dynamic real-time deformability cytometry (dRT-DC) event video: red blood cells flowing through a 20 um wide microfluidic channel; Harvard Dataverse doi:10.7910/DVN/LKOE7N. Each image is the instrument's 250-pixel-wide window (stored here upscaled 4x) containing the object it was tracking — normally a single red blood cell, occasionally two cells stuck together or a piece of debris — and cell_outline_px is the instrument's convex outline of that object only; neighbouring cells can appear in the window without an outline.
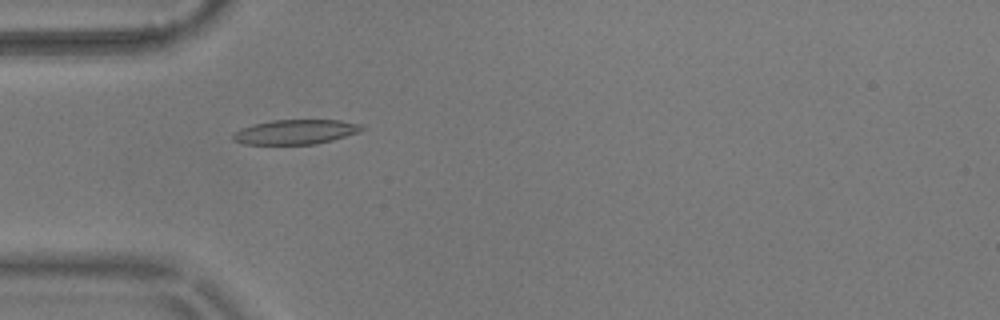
{"species": "common noctule bat (a hibernating species)", "species_latin": "Nyctalus noctula", "temperature_condition": "warm", "stored_images_in_passage": 41, "camera_frame_rate_fps": 3000, "um_per_image_px": 0.085, "animal": {"sex": "male", "body_mass_g": 17.9}, "frame": {"image": 1, "passage_image": 2, "time_ms": 0.333, "image_size_px": [1000, 320], "cell_outline_px": [[364, 128], [360, 132], [332, 140], [316, 144], [244, 144], [232, 140], [232, 132], [240, 128], [272, 120], [340, 120], [360, 124]], "centroid_in_image_um": [25.1, 11.21], "position_along_channel_um": 59.9, "area_um2": 18.5}}
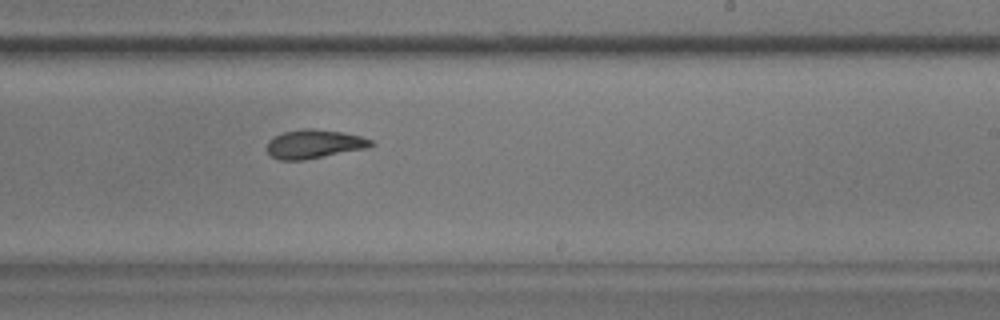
{"frame": {"image": 2, "passage_image": 19, "time_ms": 6.0, "image_size_px": [1000, 320], "cell_outline_px": [[376, 144], [368, 148], [304, 160], [280, 160], [272, 156], [268, 152], [268, 140], [284, 132], [300, 128], [312, 128], [344, 132], [360, 136], [372, 140]], "centroid_in_image_um": [26.74, 12.23], "position_along_channel_um": 262.3, "area_um2": 17.51}}
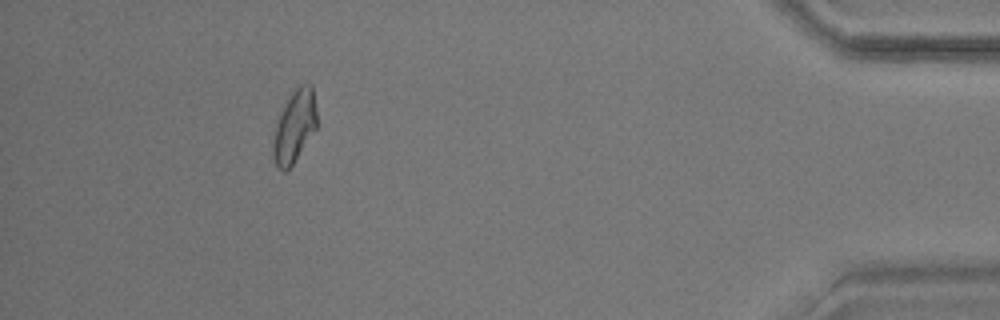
{"frame": {"image": 3, "passage_image": 36, "time_ms": 11.667, "image_size_px": [1000, 320], "cell_outline_px": [[316, 128], [292, 164], [284, 172], [276, 168], [272, 152], [272, 140], [276, 120], [284, 104], [292, 92], [300, 84], [312, 84], [316, 108]], "centroid_in_image_um": [24.99, 10.74], "position_along_channel_um": 410.2, "area_um2": 18.44}, "authors_computed_cell_mechanics": {"area_um2": 18.0336, "velocity_mm_per_s": 3.6091, "shape_relaxation_time_tau1_ms": 3.7199, "shape_relaxation_time_tau2_ms": 4.4171, "deformation_change_tau1": 0.129, "deformation_change_tau2": 0.0935}}